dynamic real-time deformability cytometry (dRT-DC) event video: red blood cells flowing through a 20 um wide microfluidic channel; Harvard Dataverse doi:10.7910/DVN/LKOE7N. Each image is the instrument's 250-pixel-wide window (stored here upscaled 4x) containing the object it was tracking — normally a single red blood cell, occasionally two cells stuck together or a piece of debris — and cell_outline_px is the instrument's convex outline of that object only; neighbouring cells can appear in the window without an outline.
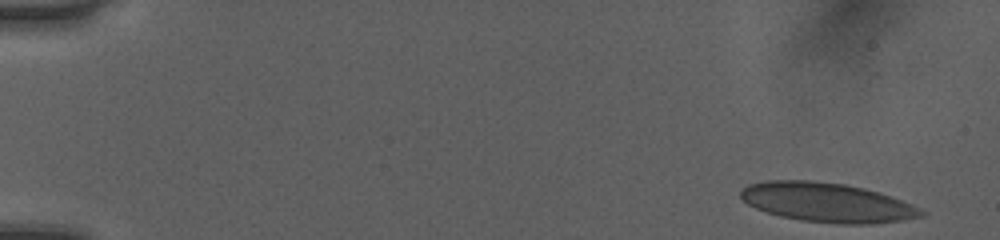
{"species": "human", "species_latin": "Homo sapiens", "temperature_condition": "room temperature", "stored_images_in_passage": 50, "camera_frame_rate_fps": 3000, "um_per_image_px": 0.085, "donor": {"sex": "female"}, "frame": {"image": 1, "passage_image": 2, "time_ms": 0.333, "image_size_px": [1000, 240], "cell_outline_px": [[928, 212], [924, 216], [900, 220], [872, 224], [840, 224], [800, 220], [780, 216], [756, 208], [748, 204], [740, 196], [740, 192], [748, 184], [768, 180], [808, 180], [844, 184], [864, 188], [880, 192], [912, 204]], "centroid_in_image_um": [70.33, 17.21], "position_along_channel_um": 14.7, "area_um2": 41.38}}
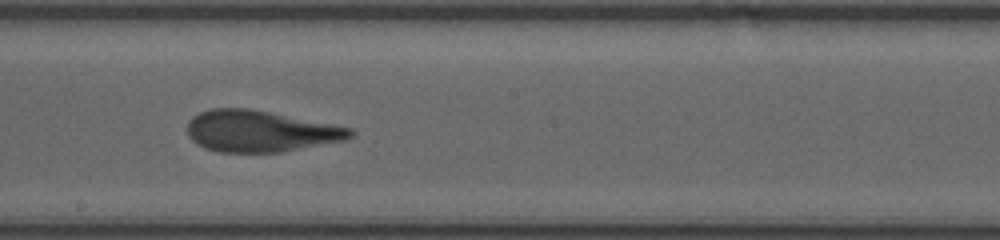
{"frame": {"image": 2, "passage_image": 29, "time_ms": 9.333, "image_size_px": [1000, 240], "cell_outline_px": [[356, 132], [348, 140], [280, 152], [220, 152], [204, 148], [196, 144], [188, 136], [188, 120], [192, 116], [200, 112], [212, 108], [248, 108], [332, 124], [352, 128]], "centroid_in_image_um": [22.12, 11.15], "position_along_channel_um": 226.1, "area_um2": 39.36}}
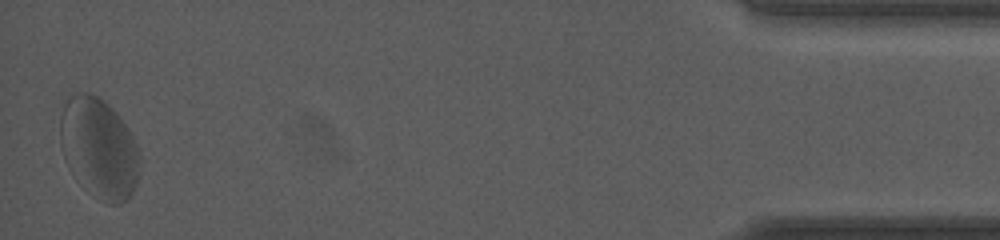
{"frame": {"image": 3, "passage_image": 50, "time_ms": 16.333, "image_size_px": [1000, 240], "cell_outline_px": [[140, 160], [136, 184], [132, 192], [120, 204], [108, 204], [92, 196], [76, 180], [60, 148], [60, 116], [64, 104], [68, 96], [76, 92], [88, 92], [104, 100], [116, 112], [140, 148]], "centroid_in_image_um": [8.39, 12.58], "position_along_channel_um": 426.8, "area_um2": 46.76}, "authors_computed_cell_mechanics": {"area_um2": 39.9398, "velocity_mm_per_s": 3.9849, "shape_relaxation_time_tau1_ms": 4.2894, "shape_relaxation_time_tau2_ms": 0.9859, "deformation_change_tau1": 0.1358, "deformation_change_tau2": 0.0997}}